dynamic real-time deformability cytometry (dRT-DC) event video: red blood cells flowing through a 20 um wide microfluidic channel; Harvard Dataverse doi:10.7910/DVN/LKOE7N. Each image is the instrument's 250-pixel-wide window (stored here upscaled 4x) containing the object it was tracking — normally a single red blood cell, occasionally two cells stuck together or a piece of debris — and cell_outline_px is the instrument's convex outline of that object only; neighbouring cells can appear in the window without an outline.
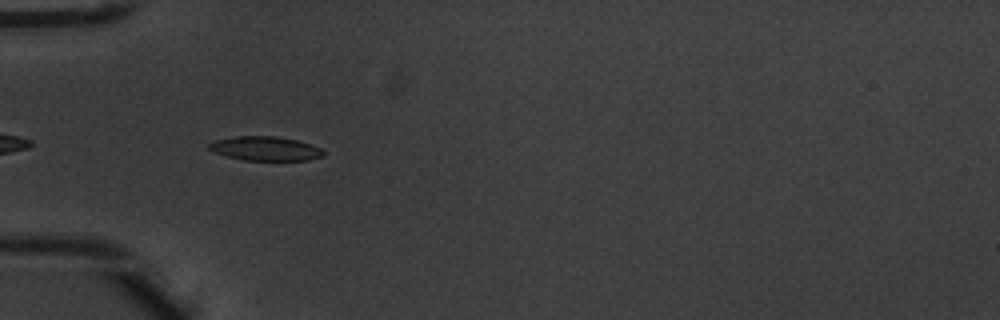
{"species": "common noctule bat (a hibernating species)", "species_latin": "Nyctalus noctula", "temperature_condition": "warm", "stored_images_in_passage": 7, "camera_frame_rate_fps": 3000, "um_per_image_px": 0.085, "animal": {"sex": "male", "body_mass_g": 20.1, "forearm_length_mm": 53.5}, "frame": {"image": 1, "passage_image": 6, "time_ms": 1.667, "image_size_px": [1000, 320], "cell_outline_px": [[324, 156], [308, 160], [244, 160], [228, 156], [216, 152], [208, 148], [208, 144], [216, 140], [236, 136], [276, 136], [296, 140], [320, 148], [324, 152]], "centroid_in_image_um": [22.56, 12.62], "position_along_channel_um": 62.4, "area_um2": 15.84}}